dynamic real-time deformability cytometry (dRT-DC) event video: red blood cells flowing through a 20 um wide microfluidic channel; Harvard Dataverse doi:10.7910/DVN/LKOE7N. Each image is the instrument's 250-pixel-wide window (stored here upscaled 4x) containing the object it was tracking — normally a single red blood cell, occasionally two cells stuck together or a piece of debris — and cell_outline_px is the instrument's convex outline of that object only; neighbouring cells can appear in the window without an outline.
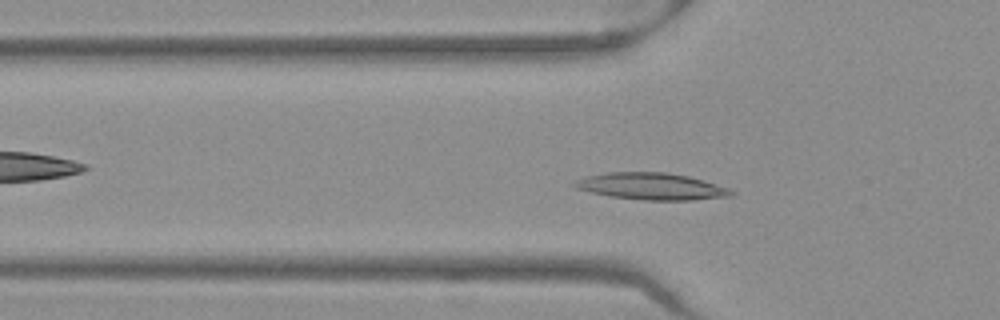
{"species": "Egyptian fruit bat (a non-hibernating species)", "species_latin": "Rousettus aegyptiacus", "temperature_condition": "warm", "stored_images_in_passage": 39, "camera_frame_rate_fps": 3000, "um_per_image_px": 0.085, "frame": {"image": 1, "passage_image": 4, "time_ms": 1.0, "image_size_px": [1000, 320], "cell_outline_px": [[736, 192], [732, 196], [692, 200], [644, 200], [608, 196], [576, 188], [572, 184], [576, 180], [588, 176], [608, 172], [668, 172], [688, 176], [728, 188]], "centroid_in_image_um": [55.38, 15.84], "position_along_channel_um": 70.4, "area_um2": 24.33}}
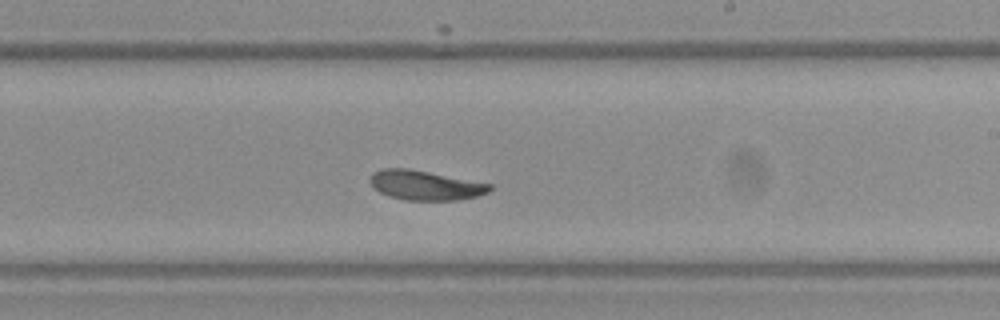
{"frame": {"image": 2, "passage_image": 18, "time_ms": 5.667, "image_size_px": [1000, 320], "cell_outline_px": [[492, 188], [488, 192], [476, 196], [460, 200], [404, 200], [388, 196], [372, 188], [368, 180], [368, 176], [372, 172], [380, 168], [408, 168], [492, 184]], "centroid_in_image_um": [36.07, 15.74], "position_along_channel_um": 252.9, "area_um2": 20.87}}
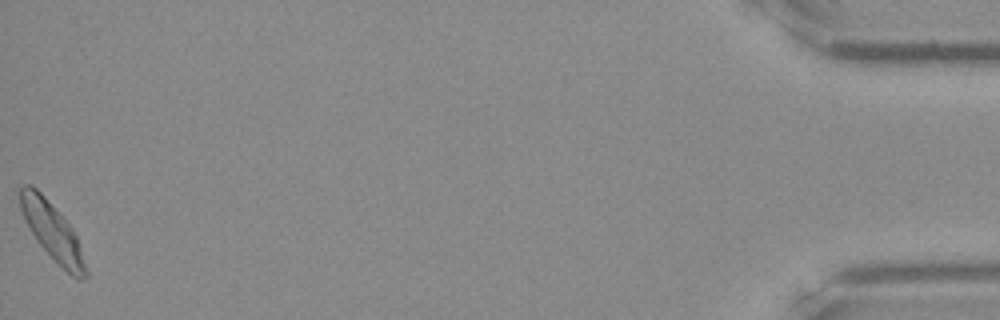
{"frame": {"image": 3, "passage_image": 39, "time_ms": 12.667, "image_size_px": [1000, 320], "cell_outline_px": [[88, 276], [80, 280], [76, 280], [36, 240], [24, 220], [20, 208], [16, 192], [20, 184], [32, 184], [44, 196], [72, 228], [76, 236], [88, 272]], "centroid_in_image_um": [4.38, 19.6], "position_along_channel_um": 430.8, "area_um2": 21.73}, "authors_computed_cell_mechanics": {"area_um2": 21.1548, "velocity_mm_per_s": 3.9006, "shape_relaxation_time_tau1_ms": 2.1509, "shape_relaxation_time_tau2_ms": 4.2659, "deformation_change_tau1": 0.1147, "deformation_change_tau2": 0.1021}}